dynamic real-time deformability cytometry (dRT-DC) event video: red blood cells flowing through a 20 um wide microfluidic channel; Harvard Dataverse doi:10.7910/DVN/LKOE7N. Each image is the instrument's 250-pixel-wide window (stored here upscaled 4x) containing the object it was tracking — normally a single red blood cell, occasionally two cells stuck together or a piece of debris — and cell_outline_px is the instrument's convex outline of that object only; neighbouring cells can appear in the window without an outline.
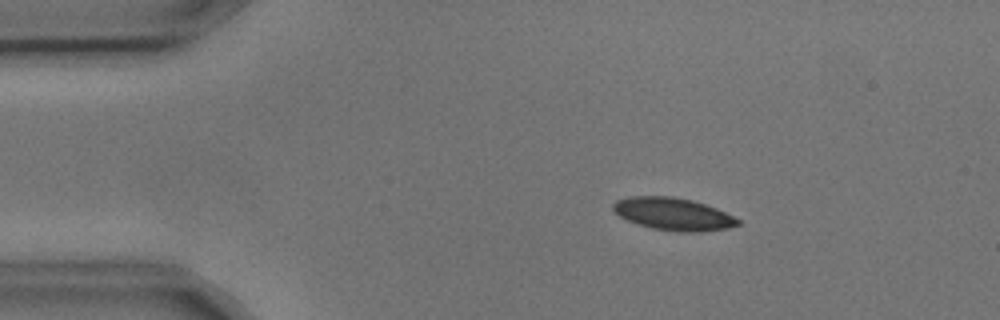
{"species": "common noctule bat (a hibernating species)", "species_latin": "Nyctalus noctula", "temperature_condition": "cold", "stored_images_in_passage": 7, "camera_frame_rate_fps": 3000, "um_per_image_px": 0.085, "animal": {"sex": "male", "body_mass_g": 17.9, "forearm_length_mm": 54.2}, "frame": {"image": 1, "passage_image": 3, "time_ms": 0.667, "image_size_px": [1000, 320], "cell_outline_px": [[740, 224], [728, 228], [700, 232], [680, 232], [652, 228], [636, 224], [620, 216], [612, 208], [612, 204], [616, 200], [628, 196], [672, 196], [692, 200], [716, 208], [740, 220]], "centroid_in_image_um": [57.2, 18.19], "position_along_channel_um": 27.8, "area_um2": 23.58}}
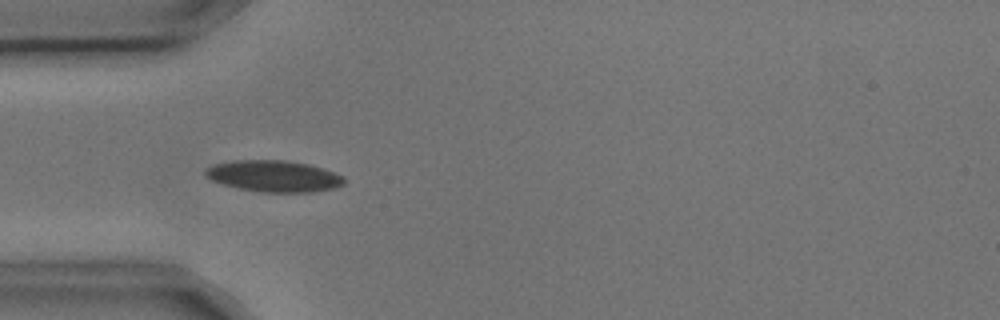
{"frame": {"image": 2, "passage_image": 5, "time_ms": 1.333, "image_size_px": [1000, 320], "cell_outline_px": [[344, 184], [336, 188], [312, 192], [260, 192], [240, 188], [224, 184], [212, 180], [204, 176], [204, 168], [212, 164], [232, 160], [288, 160], [308, 164], [344, 176]], "centroid_in_image_um": [23.24, 14.96], "position_along_channel_um": 61.8, "area_um2": 25.49}}
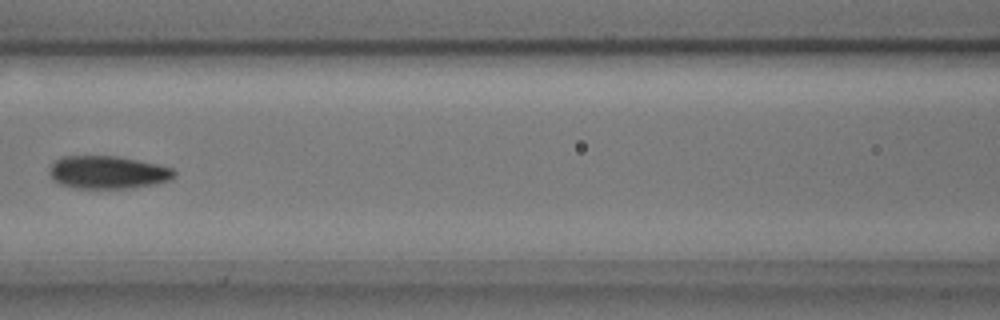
{"frame": {"image": 3, "passage_image": 7, "time_ms": 2.0, "image_size_px": [1000, 320], "cell_outline_px": [[176, 176], [168, 180], [156, 184], [128, 188], [76, 188], [60, 184], [52, 180], [48, 172], [48, 168], [60, 156], [116, 156], [156, 164], [172, 168], [176, 172]], "centroid_in_image_um": [9.12, 14.65], "position_along_channel_um": 157.5, "area_um2": 23.93}}